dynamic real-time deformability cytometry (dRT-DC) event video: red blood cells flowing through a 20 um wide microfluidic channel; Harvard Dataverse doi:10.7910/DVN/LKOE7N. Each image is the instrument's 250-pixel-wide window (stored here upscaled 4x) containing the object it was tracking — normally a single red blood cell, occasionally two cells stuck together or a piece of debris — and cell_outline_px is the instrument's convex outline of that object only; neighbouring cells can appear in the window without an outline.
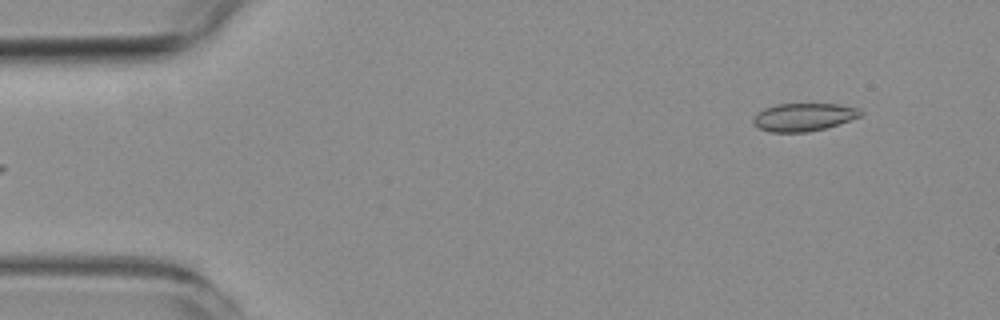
{"species": "common noctule bat (a hibernating species)", "species_latin": "Nyctalus noctula", "temperature_condition": "room temperature", "stored_images_in_passage": 5, "segment_of_instrument_passage": [2, 2], "camera_frame_rate_fps": 3000, "um_per_image_px": 0.085, "animal": {"sex": "female", "body_mass_g": 19.3, "forearm_length_mm": 54.1}, "frame": {"image": 1, "passage_image": 5, "time_ms": 4.667, "image_size_px": [1000, 320], "cell_outline_px": [[864, 112], [860, 116], [824, 128], [808, 132], [772, 132], [760, 128], [752, 120], [756, 112], [764, 108], [776, 104], [840, 104], [860, 108]], "centroid_in_image_um": [68.31, 9.93], "position_along_channel_um": 16.7, "area_um2": 17.34}}